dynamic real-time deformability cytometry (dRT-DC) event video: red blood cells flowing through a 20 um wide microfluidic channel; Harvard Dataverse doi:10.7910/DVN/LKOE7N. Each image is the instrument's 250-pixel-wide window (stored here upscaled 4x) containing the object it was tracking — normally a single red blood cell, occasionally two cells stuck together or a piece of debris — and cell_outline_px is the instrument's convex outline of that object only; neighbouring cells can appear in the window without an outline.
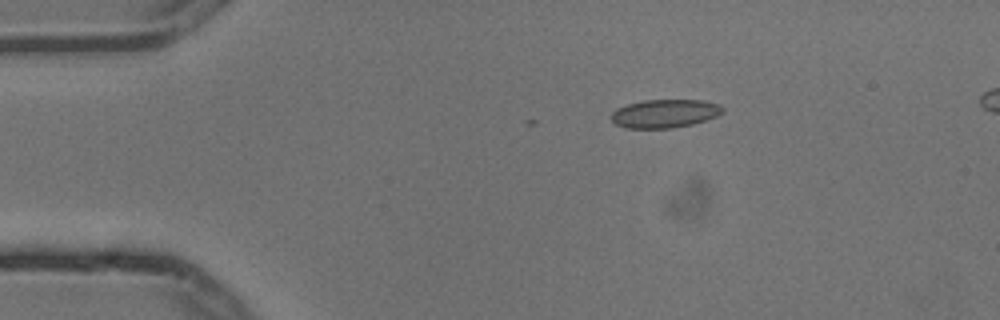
{"species": "common noctule bat (a hibernating species)", "species_latin": "Nyctalus noctula", "temperature_condition": "cold", "stored_images_in_passage": 5, "camera_frame_rate_fps": 3000, "um_per_image_px": 0.085, "animal": {"sex": "male", "body_mass_g": 13.3}, "frame": {"image": 1, "passage_image": 2, "time_ms": 0.333, "image_size_px": [1000, 320], "cell_outline_px": [[724, 112], [716, 116], [692, 124], [672, 128], [624, 128], [616, 124], [612, 120], [612, 112], [616, 108], [628, 104], [644, 100], [704, 100], [720, 104], [724, 108]], "centroid_in_image_um": [56.52, 9.64], "position_along_channel_um": 28.5, "area_um2": 18.44}}
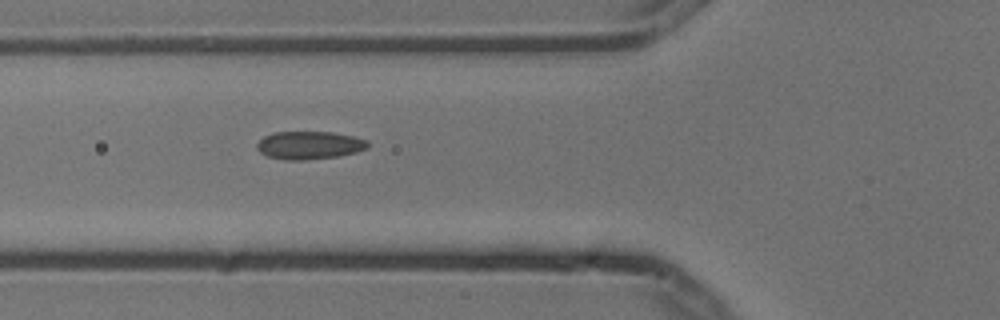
{"frame": {"image": 2, "passage_image": 5, "time_ms": 1.333, "image_size_px": [1000, 320], "cell_outline_px": [[368, 148], [356, 152], [340, 156], [304, 160], [284, 160], [268, 156], [260, 152], [256, 148], [256, 144], [264, 136], [272, 132], [332, 132], [352, 136], [368, 140]], "centroid_in_image_um": [26.29, 12.34], "position_along_channel_um": 99.5, "area_um2": 18.15}}